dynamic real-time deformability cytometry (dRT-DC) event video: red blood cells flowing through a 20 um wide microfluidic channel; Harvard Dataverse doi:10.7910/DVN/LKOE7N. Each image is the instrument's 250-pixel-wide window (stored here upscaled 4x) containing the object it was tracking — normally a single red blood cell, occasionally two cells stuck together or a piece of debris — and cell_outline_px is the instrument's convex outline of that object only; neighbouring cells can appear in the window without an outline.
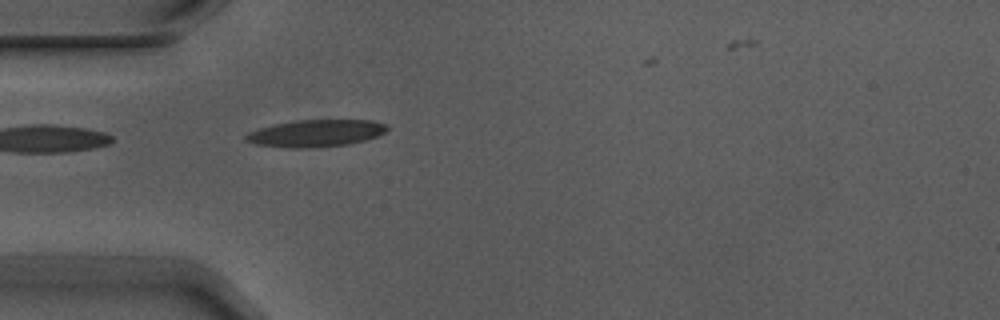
{"species": "Egyptian fruit bat (a non-hibernating species)", "species_latin": "Rousettus aegyptiacus", "temperature_condition": "warm", "stored_images_in_passage": 4, "camera_frame_rate_fps": 3000, "um_per_image_px": 0.085, "animal": {"sex": "male"}, "frame": {"image": 1, "passage_image": 4, "time_ms": 1.0, "image_size_px": [1000, 320], "cell_outline_px": [[388, 128], [384, 132], [376, 136], [364, 140], [348, 144], [304, 148], [292, 148], [256, 144], [244, 140], [244, 136], [248, 132], [260, 128], [276, 124], [296, 120], [372, 120], [388, 124]], "centroid_in_image_um": [26.84, 11.32], "position_along_channel_um": 58.2, "area_um2": 22.08}}